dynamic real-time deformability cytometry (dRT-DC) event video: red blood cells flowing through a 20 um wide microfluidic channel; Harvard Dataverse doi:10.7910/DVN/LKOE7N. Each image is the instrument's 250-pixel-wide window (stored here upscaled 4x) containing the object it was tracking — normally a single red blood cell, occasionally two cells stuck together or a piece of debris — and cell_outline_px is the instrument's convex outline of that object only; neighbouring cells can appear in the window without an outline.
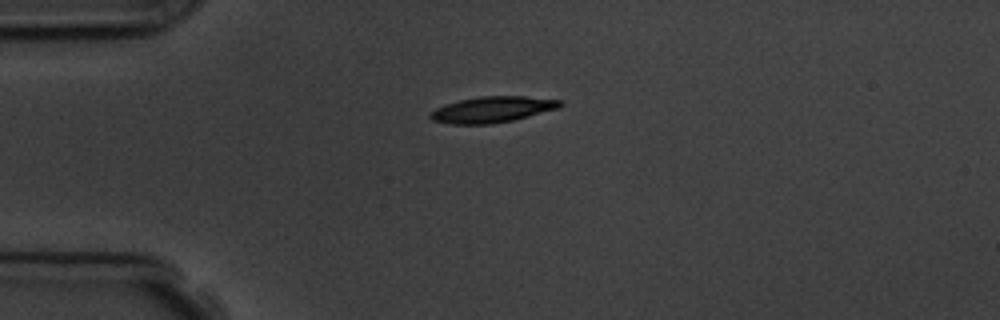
{"species": "common noctule bat (a hibernating species)", "species_latin": "Nyctalus noctula", "temperature_condition": "room temperature", "stored_images_in_passage": 12, "camera_frame_rate_fps": 3000, "um_per_image_px": 0.085, "animal": {"sex": "male", "body_mass_g": 19.5, "forearm_length_mm": 54.6}, "frame": {"image": 1, "passage_image": 1, "time_ms": 0.0, "image_size_px": [1000, 320], "cell_outline_px": [[564, 104], [560, 108], [512, 120], [488, 124], [448, 124], [432, 120], [428, 116], [436, 108], [460, 100], [480, 96], [524, 96], [564, 100]], "centroid_in_image_um": [41.89, 9.3], "position_along_channel_um": 43.1, "area_um2": 19.59}}
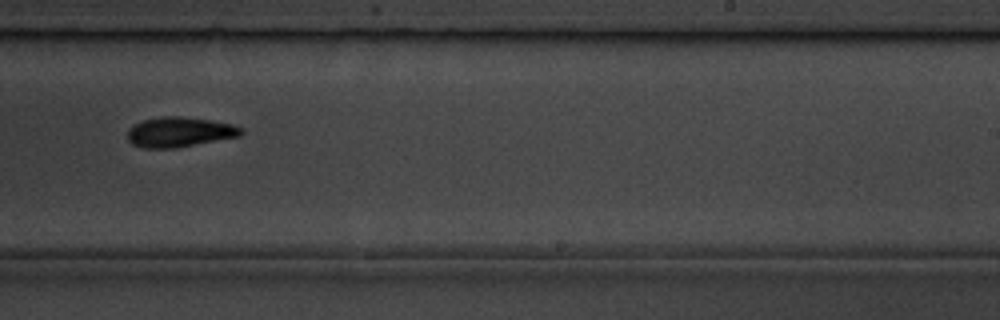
{"frame": {"image": 2, "passage_image": 7, "time_ms": 6.667, "image_size_px": [1000, 320], "cell_outline_px": [[244, 132], [240, 136], [176, 148], [144, 148], [132, 144], [128, 140], [128, 128], [144, 120], [160, 116], [180, 116], [212, 120], [232, 124], [244, 128]], "centroid_in_image_um": [15.28, 11.22], "position_along_channel_um": 273.7, "area_um2": 19.94}, "authors_computed_cell_mechanics": {"area_um2": 19.7676, "velocity_mm_per_s": 3.8106, "shape_relaxation_time_tau1_ms": 3.7082, "shape_relaxation_time_tau2_ms": null, "deformation_change_tau1": 0.1083, "deformation_change_tau2": null}}